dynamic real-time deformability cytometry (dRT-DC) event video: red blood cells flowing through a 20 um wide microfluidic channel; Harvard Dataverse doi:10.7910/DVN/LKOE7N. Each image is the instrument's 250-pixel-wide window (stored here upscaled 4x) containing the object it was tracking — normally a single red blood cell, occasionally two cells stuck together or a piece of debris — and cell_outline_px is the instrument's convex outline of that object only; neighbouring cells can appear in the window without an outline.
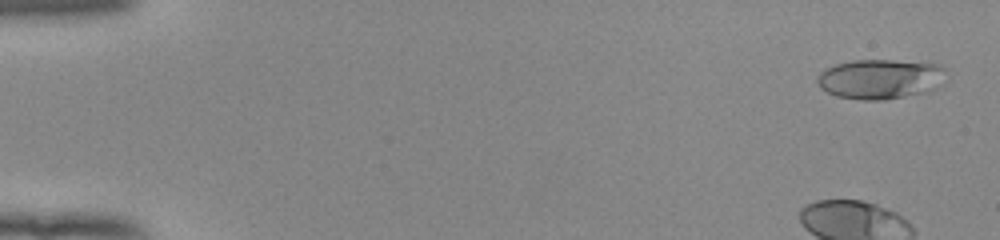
{"species": "human", "species_latin": "Homo sapiens", "temperature_condition": "room temperature", "stored_images_in_passage": 45, "camera_frame_rate_fps": 3000, "um_per_image_px": 0.085, "donor": {"sex": "female"}, "frame": {"image": 1, "passage_image": 2, "time_ms": 0.333, "image_size_px": [1000, 240], "cell_outline_px": [[944, 68], [932, 88], [928, 92], [884, 100], [860, 100], [836, 96], [820, 88], [816, 80], [820, 72], [836, 64], [852, 60], [892, 60], [940, 64]], "centroid_in_image_um": [74.7, 6.72], "position_along_channel_um": 10.3, "area_um2": 29.3}}